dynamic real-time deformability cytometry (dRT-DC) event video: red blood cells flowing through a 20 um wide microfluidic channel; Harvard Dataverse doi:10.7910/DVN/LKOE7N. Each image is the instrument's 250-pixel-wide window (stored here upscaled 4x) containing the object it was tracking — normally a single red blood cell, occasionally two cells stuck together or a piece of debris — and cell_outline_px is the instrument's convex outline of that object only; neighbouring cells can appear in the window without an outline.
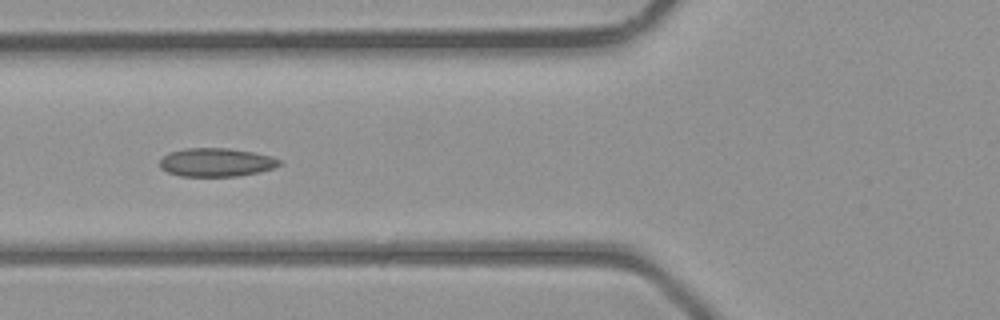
{"species": "common noctule bat (a hibernating species)", "species_latin": "Nyctalus noctula", "temperature_condition": "room temperature", "stored_images_in_passage": 5, "camera_frame_rate_fps": 3000, "um_per_image_px": 0.085, "animal": {"sex": "male", "body_mass_g": 23.1, "forearm_length_mm": 52.7}, "frame": {"image": 1, "passage_image": 5, "time_ms": 4.333, "image_size_px": [1000, 320], "cell_outline_px": [[280, 164], [272, 168], [260, 172], [236, 176], [180, 176], [168, 172], [160, 168], [160, 160], [168, 152], [184, 148], [228, 148], [252, 152], [272, 156], [280, 160]], "centroid_in_image_um": [18.35, 13.79], "position_along_channel_um": 107.4, "area_um2": 19.83}}